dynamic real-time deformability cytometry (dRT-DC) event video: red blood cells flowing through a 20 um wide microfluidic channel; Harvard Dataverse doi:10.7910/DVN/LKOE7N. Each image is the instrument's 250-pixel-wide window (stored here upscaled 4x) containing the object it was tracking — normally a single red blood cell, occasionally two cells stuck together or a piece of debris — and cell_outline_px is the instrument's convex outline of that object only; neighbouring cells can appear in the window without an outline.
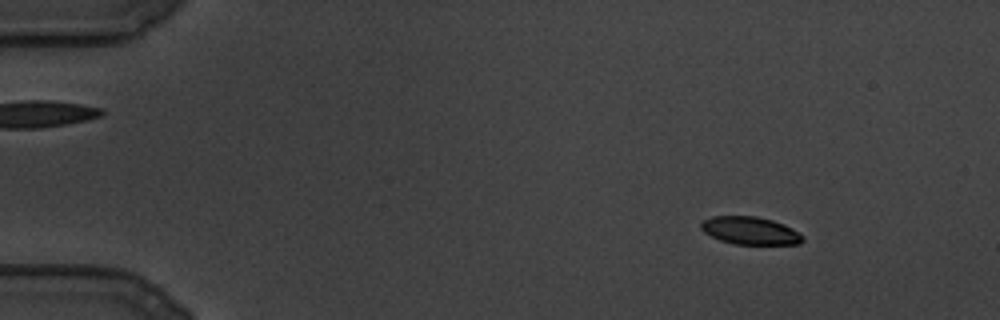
{"species": "common noctule bat (a hibernating species)", "species_latin": "Nyctalus noctula", "temperature_condition": "cold", "stored_images_in_passage": 113, "camera_frame_rate_fps": 3000, "um_per_image_px": 0.085, "animal": {"sex": "male", "body_mass_g": 19.5, "forearm_length_mm": 54.6}, "frame": {"image": 1, "passage_image": 10, "time_ms": 3.0, "image_size_px": [1000, 320], "cell_outline_px": [[804, 240], [800, 244], [736, 244], [720, 240], [704, 232], [700, 228], [700, 224], [704, 220], [712, 216], [756, 216], [772, 220], [784, 224], [792, 228], [804, 236]], "centroid_in_image_um": [63.78, 19.6], "position_along_channel_um": 21.2, "area_um2": 16.42}}
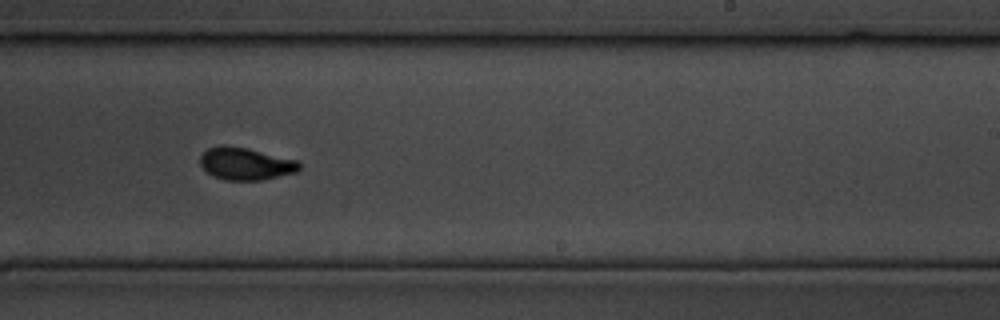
{"frame": {"image": 2, "passage_image": 69, "time_ms": 22.667, "image_size_px": [1000, 320], "cell_outline_px": [[300, 168], [296, 172], [264, 180], [224, 180], [208, 172], [200, 164], [200, 156], [208, 148], [216, 144], [224, 144], [248, 148], [296, 160], [300, 164]], "centroid_in_image_um": [20.86, 13.9], "position_along_channel_um": 268.1, "area_um2": 18.73}}
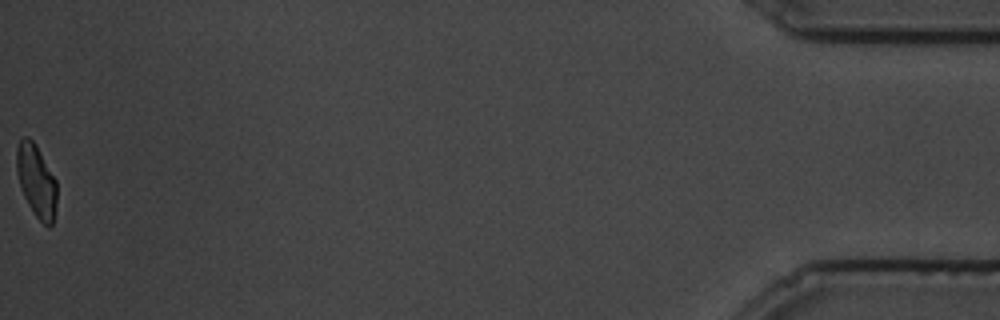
{"frame": {"image": 3, "passage_image": 113, "time_ms": 37.333, "image_size_px": [1000, 320], "cell_outline_px": [[56, 204], [52, 224], [48, 228], [36, 216], [28, 204], [24, 196], [16, 172], [16, 148], [20, 140], [24, 136], [28, 136], [32, 140], [56, 180]], "centroid_in_image_um": [3.07, 15.38], "position_along_channel_um": 432.1, "area_um2": 16.7}}